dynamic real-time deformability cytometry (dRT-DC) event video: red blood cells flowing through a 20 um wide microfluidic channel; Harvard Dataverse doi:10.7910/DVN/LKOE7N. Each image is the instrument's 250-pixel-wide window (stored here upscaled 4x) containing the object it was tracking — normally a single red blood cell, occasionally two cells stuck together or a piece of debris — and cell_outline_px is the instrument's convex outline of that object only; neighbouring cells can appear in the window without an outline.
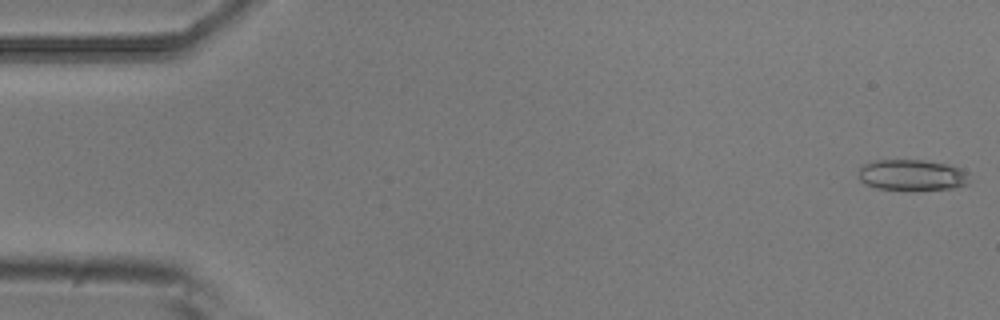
{"species": "common noctule bat (a hibernating species)", "species_latin": "Nyctalus noctula", "temperature_condition": "room temperature", "stored_images_in_passage": 6, "camera_frame_rate_fps": 3000, "um_per_image_px": 0.085, "animal": {"sex": "male", "body_mass_g": 20.5, "forearm_length_mm": 52.5}, "frame": {"image": 1, "passage_image": 1, "time_ms": 0.0, "image_size_px": [1000, 320], "cell_outline_px": [[968, 184], [952, 188], [876, 188], [864, 184], [860, 180], [860, 168], [864, 164], [876, 160], [924, 160], [944, 164], [960, 168], [964, 172], [968, 180]], "centroid_in_image_um": [77.47, 14.85], "position_along_channel_um": 7.5, "area_um2": 19.19}}